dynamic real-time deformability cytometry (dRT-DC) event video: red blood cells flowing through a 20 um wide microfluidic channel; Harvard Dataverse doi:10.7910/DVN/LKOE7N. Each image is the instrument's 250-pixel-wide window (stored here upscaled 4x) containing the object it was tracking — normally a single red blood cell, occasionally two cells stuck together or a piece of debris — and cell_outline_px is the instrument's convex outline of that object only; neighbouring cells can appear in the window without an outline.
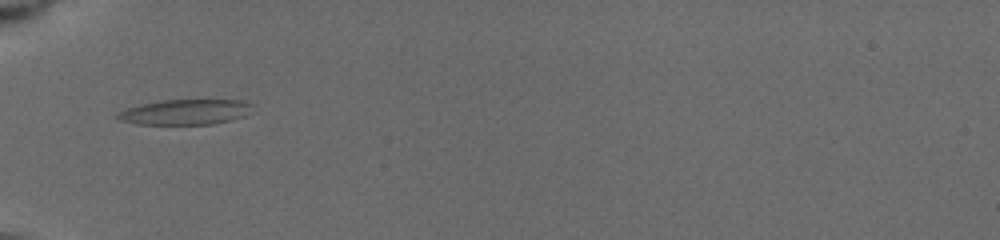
{"species": "common noctule bat (a hibernating species)", "species_latin": "Nyctalus noctula", "temperature_condition": "cold", "stored_images_in_passage": 25, "camera_frame_rate_fps": 3000, "um_per_image_px": 0.085, "animal": {"sex": "female", "body_mass_g": 19.5, "forearm_length_mm": 54.1}, "frame": {"image": 1, "passage_image": 1, "time_ms": 0.0, "image_size_px": [1000, 240], "cell_outline_px": [[252, 112], [244, 116], [232, 120], [212, 124], [136, 124], [120, 120], [116, 116], [120, 112], [128, 108], [160, 100], [244, 100], [252, 104]], "centroid_in_image_um": [15.83, 9.52], "position_along_channel_um": 69.2, "area_um2": 19.77}}
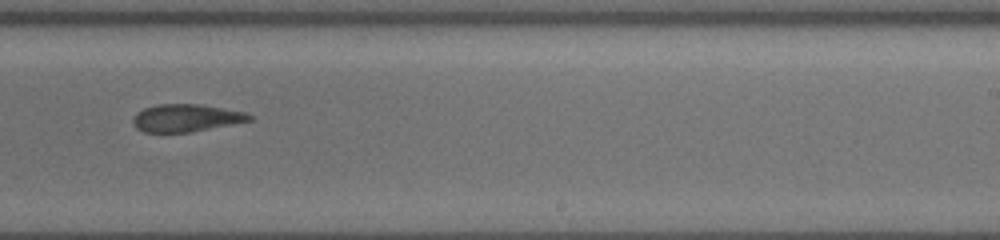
{"frame": {"image": 2, "passage_image": 14, "time_ms": 5.333, "image_size_px": [1000, 240], "cell_outline_px": [[252, 120], [192, 132], [144, 132], [136, 128], [132, 124], [132, 120], [136, 112], [144, 108], [160, 104], [200, 104], [244, 112], [252, 116]], "centroid_in_image_um": [15.77, 10.03], "position_along_channel_um": 273.2, "area_um2": 18.61}}
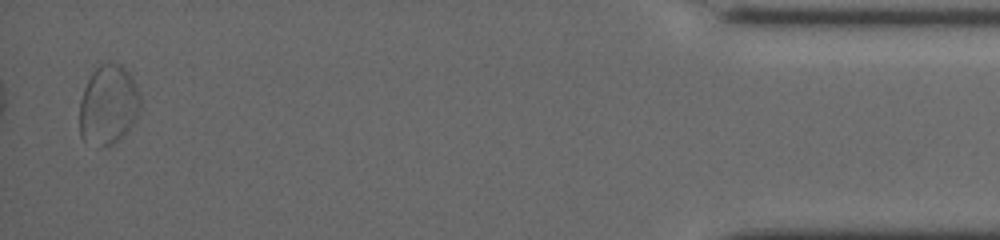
{"frame": {"image": 3, "passage_image": 25, "time_ms": 11.0, "image_size_px": [1000, 240], "cell_outline_px": [[140, 112], [132, 124], [108, 148], [100, 148], [84, 144], [80, 136], [80, 100], [84, 88], [92, 72], [100, 64], [108, 60], [120, 64], [132, 76], [140, 96]], "centroid_in_image_um": [9.18, 8.93], "position_along_channel_um": 426.0, "area_um2": 28.61}, "authors_computed_cell_mechanics": {"area_um2": 19.652, "velocity_mm_per_s": 3.9064, "shape_relaxation_time_tau1_ms": null, "shape_relaxation_time_tau2_ms": 9.9938, "deformation_change_tau1": null, "deformation_change_tau2": 0.2363}}